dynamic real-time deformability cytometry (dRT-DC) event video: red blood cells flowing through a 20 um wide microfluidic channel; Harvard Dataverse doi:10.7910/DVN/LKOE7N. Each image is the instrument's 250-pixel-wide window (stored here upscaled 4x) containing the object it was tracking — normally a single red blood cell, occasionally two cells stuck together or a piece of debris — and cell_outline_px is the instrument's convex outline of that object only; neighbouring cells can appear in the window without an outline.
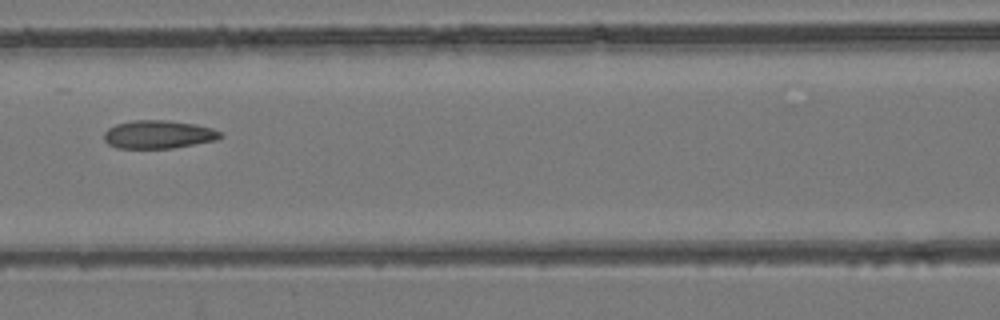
{"species": "common noctule bat (a hibernating species)", "species_latin": "Nyctalus noctula", "temperature_condition": "room temperature", "stored_images_in_passage": 6, "camera_frame_rate_fps": 3000, "um_per_image_px": 0.085, "animal": {"sex": "female", "body_mass_g": 24.6, "forearm_length_mm": 56.2}, "frame": {"image": 1, "passage_image": 6, "time_ms": 1.667, "image_size_px": [1000, 320], "cell_outline_px": [[224, 136], [216, 140], [172, 148], [116, 148], [108, 144], [104, 140], [104, 132], [108, 128], [116, 124], [132, 120], [164, 120], [196, 124], [212, 128], [220, 132]], "centroid_in_image_um": [13.45, 11.42], "position_along_channel_um": 153.2, "area_um2": 19.13}}